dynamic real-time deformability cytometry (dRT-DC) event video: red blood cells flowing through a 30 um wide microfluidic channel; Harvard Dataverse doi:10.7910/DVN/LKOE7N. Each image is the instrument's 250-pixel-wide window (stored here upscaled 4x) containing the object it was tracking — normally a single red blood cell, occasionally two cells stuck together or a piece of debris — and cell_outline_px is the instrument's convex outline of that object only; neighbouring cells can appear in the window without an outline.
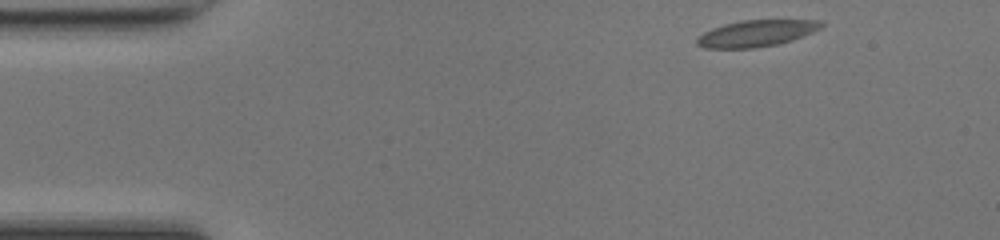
{"species": "common noctule bat (a hibernating species)", "species_latin": "Nyctalus noctula", "temperature_condition": "room temperature", "stored_images_in_passage": 44, "camera_frame_rate_fps": 3000, "um_per_image_px": 0.085, "animal": {"sex": "female", "body_mass_g": 17.0, "forearm_length_mm": 48.0}, "frame": {"image": 1, "passage_image": 1, "time_ms": 0.0, "image_size_px": [1000, 240], "cell_outline_px": [[824, 24], [820, 28], [804, 36], [792, 40], [776, 44], [752, 48], [704, 48], [696, 44], [696, 40], [704, 32], [712, 28], [724, 24], [740, 20], [820, 20]], "centroid_in_image_um": [64.28, 2.83], "position_along_channel_um": 20.7, "area_um2": 19.07}}
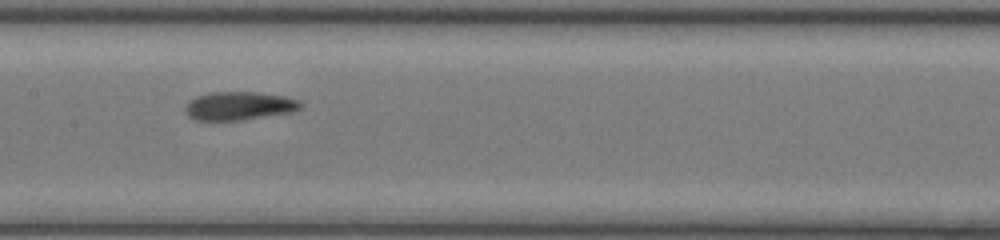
{"frame": {"image": 2, "passage_image": 19, "time_ms": 6.0, "image_size_px": [1000, 240], "cell_outline_px": [[300, 108], [292, 112], [240, 120], [192, 120], [188, 116], [184, 108], [196, 96], [212, 92], [256, 92], [284, 96], [300, 100]], "centroid_in_image_um": [20.31, 9.0], "position_along_channel_um": 187.1, "area_um2": 18.9}}
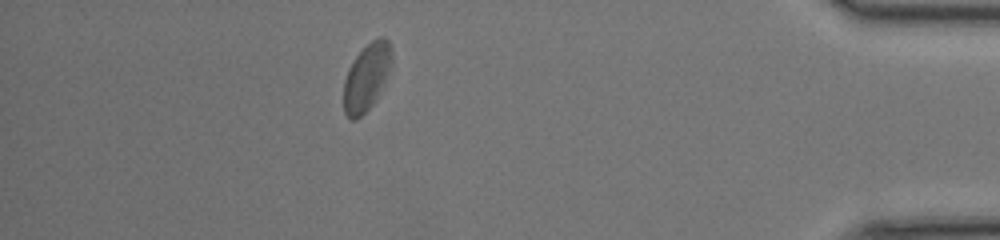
{"frame": {"image": 3, "passage_image": 38, "time_ms": 12.333, "image_size_px": [1000, 240], "cell_outline_px": [[392, 60], [388, 72], [376, 100], [356, 120], [352, 120], [344, 112], [344, 80], [348, 68], [356, 56], [372, 40], [380, 36], [384, 36], [388, 40], [392, 48]], "centroid_in_image_um": [31.16, 6.53], "position_along_channel_um": 404.0, "area_um2": 18.55}, "authors_computed_cell_mechanics": {"area_um2": 18.8717, "velocity_mm_per_s": 4.246, "shape_relaxation_time_tau1_ms": 9.3464, "shape_relaxation_time_tau2_ms": 2.1257, "deformation_change_tau1": 0.2138, "deformation_change_tau2": 0.0734}}